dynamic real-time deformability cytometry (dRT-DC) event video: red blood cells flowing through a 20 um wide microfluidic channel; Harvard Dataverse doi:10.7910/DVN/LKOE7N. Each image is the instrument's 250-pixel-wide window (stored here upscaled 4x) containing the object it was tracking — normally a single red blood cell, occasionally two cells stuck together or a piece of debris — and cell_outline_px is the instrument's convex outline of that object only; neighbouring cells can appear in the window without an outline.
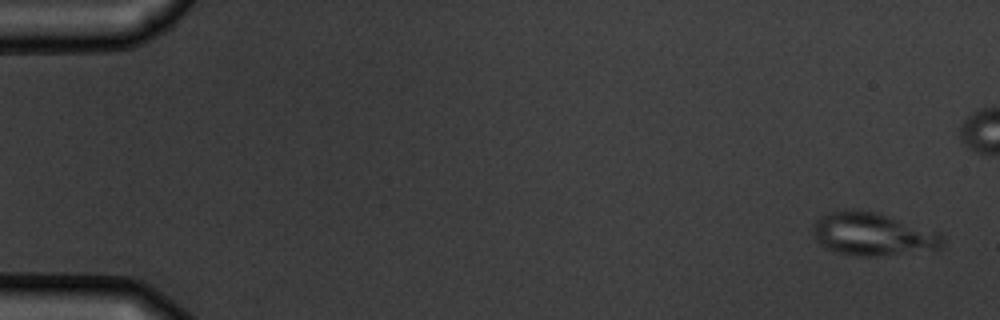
{"species": "common noctule bat (a hibernating species)", "species_latin": "Nyctalus noctula", "temperature_condition": "warm", "stored_images_in_passage": 3, "camera_frame_rate_fps": 3000, "um_per_image_px": 0.085, "animal": {"sex": "male", "body_mass_g": 19.5, "forearm_length_mm": 54.6}, "frame": {"image": 1, "passage_image": 1, "time_ms": 0.0, "image_size_px": [1000, 320], "cell_outline_px": [[944, 244], [940, 248], [872, 256], [860, 256], [836, 252], [820, 244], [816, 240], [812, 228], [812, 224], [820, 216], [828, 212], [876, 212], [940, 232], [944, 236]], "centroid_in_image_um": [74.19, 19.91], "position_along_channel_um": 10.8, "area_um2": 31.56}}